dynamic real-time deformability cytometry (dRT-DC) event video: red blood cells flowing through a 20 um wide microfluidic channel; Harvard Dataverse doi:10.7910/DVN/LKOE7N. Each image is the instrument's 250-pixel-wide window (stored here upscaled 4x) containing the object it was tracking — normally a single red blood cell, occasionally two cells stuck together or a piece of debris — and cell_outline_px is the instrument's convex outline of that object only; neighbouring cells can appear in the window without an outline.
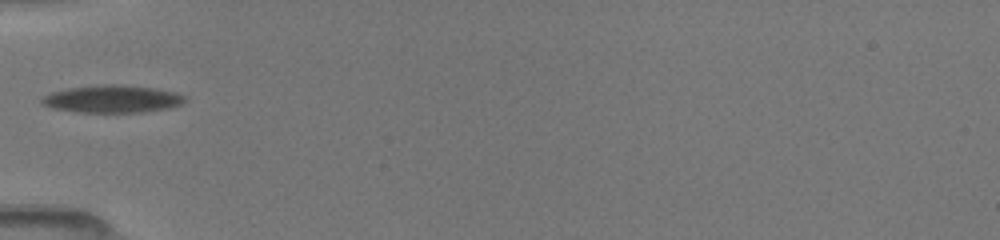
{"species": "common noctule bat (a hibernating species)", "species_latin": "Nyctalus noctula", "temperature_condition": "room temperature", "stored_images_in_passage": 21, "camera_frame_rate_fps": 3000, "um_per_image_px": 0.085, "animal": {"sex": "female", "body_mass_g": 19.5, "forearm_length_mm": 54.1}, "frame": {"image": 1, "passage_image": 1, "time_ms": 0.0, "image_size_px": [1000, 240], "cell_outline_px": [[188, 100], [180, 104], [168, 108], [140, 112], [80, 112], [52, 108], [44, 104], [40, 100], [44, 96], [52, 92], [68, 88], [108, 84], [116, 84], [152, 88], [176, 92], [184, 96]], "centroid_in_image_um": [9.56, 8.41], "position_along_channel_um": 75.4, "area_um2": 22.6}}
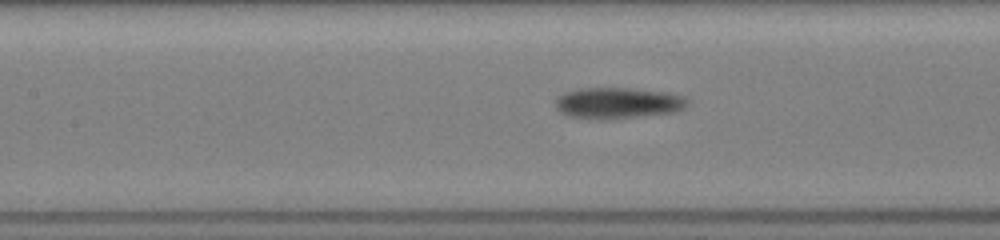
{"frame": {"image": 2, "passage_image": 14, "time_ms": 2.0, "image_size_px": [1000, 240], "cell_outline_px": [[688, 100], [684, 108], [672, 112], [632, 116], [572, 116], [560, 112], [556, 108], [556, 100], [560, 96], [568, 92], [580, 88], [632, 88], [668, 92], [684, 96]], "centroid_in_image_um": [52.57, 8.69], "position_along_channel_um": 154.8, "area_um2": 22.6}}
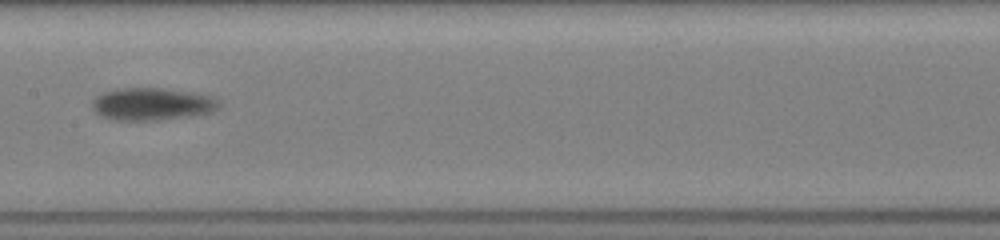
{"frame": {"image": 3, "passage_image": 20, "time_ms": 3.0, "image_size_px": [1000, 240], "cell_outline_px": [[216, 108], [208, 112], [156, 120], [112, 120], [100, 116], [92, 108], [92, 100], [96, 96], [104, 92], [124, 88], [160, 88], [192, 92], [208, 96], [216, 100]], "centroid_in_image_um": [12.79, 8.84], "position_along_channel_um": 194.6, "area_um2": 23.29}}